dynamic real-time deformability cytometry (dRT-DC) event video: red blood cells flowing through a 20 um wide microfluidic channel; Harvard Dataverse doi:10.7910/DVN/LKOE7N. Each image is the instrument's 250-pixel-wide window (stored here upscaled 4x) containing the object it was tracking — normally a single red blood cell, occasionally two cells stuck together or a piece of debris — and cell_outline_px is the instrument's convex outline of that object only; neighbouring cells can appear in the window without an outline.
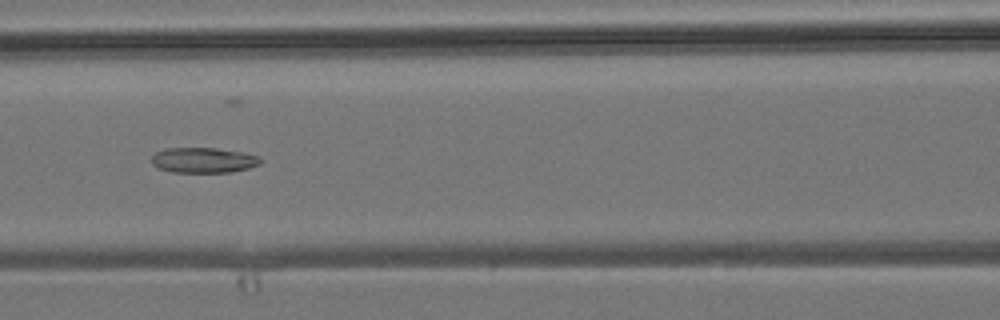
{"species": "common noctule bat (a hibernating species)", "species_latin": "Nyctalus noctula", "temperature_condition": "room temperature", "stored_images_in_passage": 7, "camera_frame_rate_fps": 3000, "um_per_image_px": 0.085, "animal": {"sex": "male", "body_mass_g": 19.2, "forearm_length_mm": 51.8}, "frame": {"image": 1, "passage_image": 7, "time_ms": 6.667, "image_size_px": [1000, 320], "cell_outline_px": [[260, 164], [248, 168], [232, 172], [172, 172], [160, 168], [152, 164], [152, 156], [156, 152], [164, 148], [216, 148], [240, 152], [256, 156], [260, 160]], "centroid_in_image_um": [17.25, 13.61], "position_along_channel_um": 149.3, "area_um2": 15.84}}